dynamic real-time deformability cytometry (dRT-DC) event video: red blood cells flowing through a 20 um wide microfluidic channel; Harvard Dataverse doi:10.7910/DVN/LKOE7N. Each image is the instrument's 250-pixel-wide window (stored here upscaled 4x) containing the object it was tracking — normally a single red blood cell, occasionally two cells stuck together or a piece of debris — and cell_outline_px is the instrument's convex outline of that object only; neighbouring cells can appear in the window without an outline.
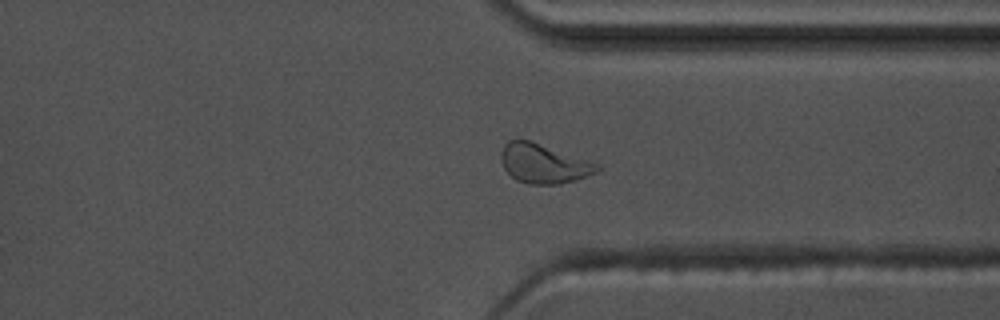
{"species": "common noctule bat (a hibernating species)", "species_latin": "Nyctalus noctula", "temperature_condition": "warm", "stored_images_in_passage": 57, "camera_frame_rate_fps": 3000, "um_per_image_px": 0.085, "animal": {"sex": "male", "body_mass_g": 17.5, "forearm_length_mm": 52.3}, "frame": {"image": 1, "passage_image": 44, "time_ms": 14.333, "image_size_px": [1000, 320], "cell_outline_px": [[604, 168], [596, 172], [576, 180], [560, 184], [528, 184], [516, 180], [504, 168], [500, 156], [500, 152], [504, 144], [508, 140], [528, 140], [600, 164]], "centroid_in_image_um": [46.21, 13.92], "position_along_channel_um": 365.2, "area_um2": 21.91}}
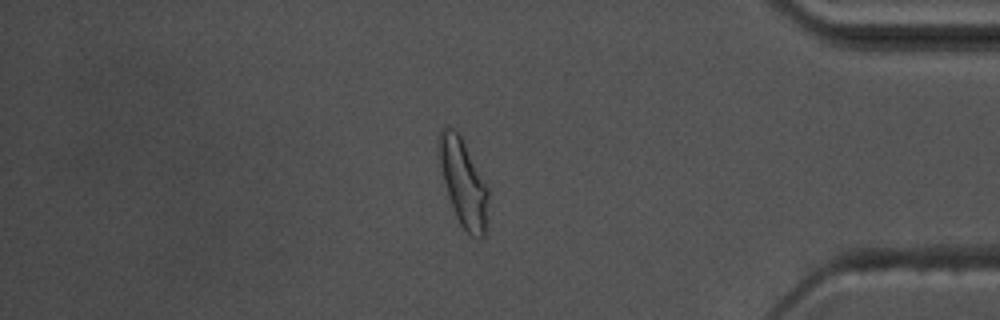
{"frame": {"image": 2, "passage_image": 49, "time_ms": 16.0, "image_size_px": [1000, 320], "cell_outline_px": [[488, 196], [484, 236], [480, 240], [472, 236], [460, 224], [456, 216], [448, 196], [440, 164], [440, 128], [448, 124], [460, 136], [488, 188]], "centroid_in_image_um": [39.39, 15.56], "position_along_channel_um": 395.8, "area_um2": 24.16}, "authors_computed_cell_mechanics": {"area_um2": 21.0392, "velocity_mm_per_s": 3.6145, "shape_relaxation_time_tau1_ms": 6.3675, "shape_relaxation_time_tau2_ms": 1.4892, "deformation_change_tau1": 0.1929, "deformation_change_tau2": 0.0817}}